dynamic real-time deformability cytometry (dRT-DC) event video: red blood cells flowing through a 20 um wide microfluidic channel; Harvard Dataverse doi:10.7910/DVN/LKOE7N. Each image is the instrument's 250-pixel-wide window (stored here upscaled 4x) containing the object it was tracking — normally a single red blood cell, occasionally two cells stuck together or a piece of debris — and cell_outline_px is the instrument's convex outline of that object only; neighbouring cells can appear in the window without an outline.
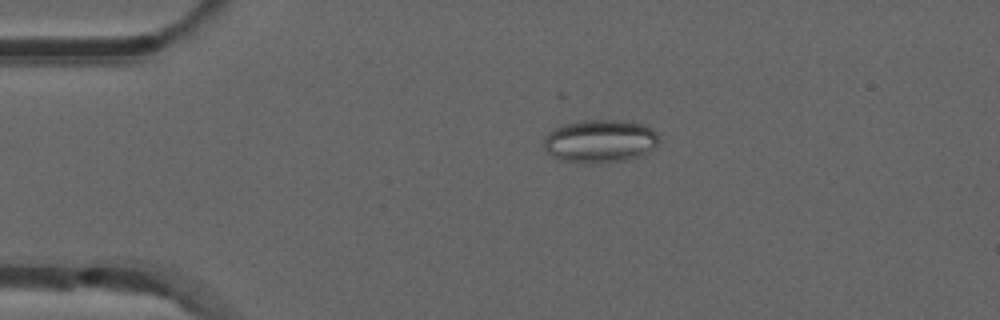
{"species": "common noctule bat (a hibernating species)", "species_latin": "Nyctalus noctula", "temperature_condition": "room temperature", "stored_images_in_passage": 53, "camera_frame_rate_fps": 3000, "um_per_image_px": 0.085, "animal": {"sex": "male", "forearm_length_mm": 52.5}, "frame": {"image": 1, "passage_image": 11, "time_ms": 3.333, "image_size_px": [1000, 320], "cell_outline_px": [[660, 140], [644, 156], [624, 160], [600, 164], [592, 164], [560, 160], [552, 156], [544, 148], [544, 136], [548, 132], [564, 124], [584, 120], [624, 120], [644, 124], [652, 128], [656, 132]], "centroid_in_image_um": [51.02, 12.0], "position_along_channel_um": 34.0, "area_um2": 29.3}}
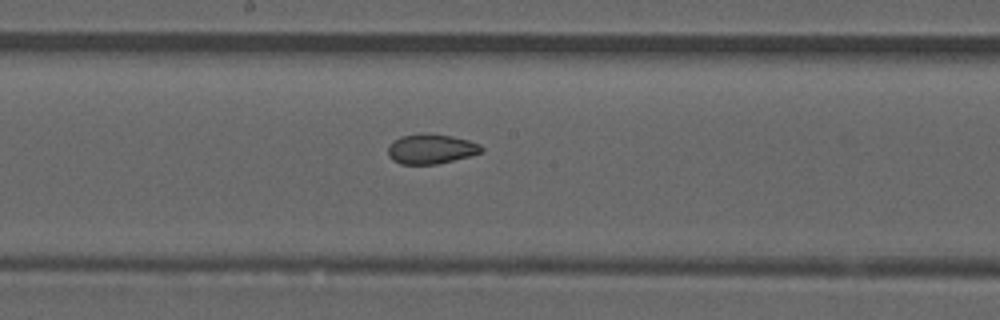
{"frame": {"image": 2, "passage_image": 28, "time_ms": 9.0, "image_size_px": [1000, 320], "cell_outline_px": [[484, 152], [436, 164], [400, 164], [392, 160], [388, 156], [388, 144], [400, 136], [452, 136], [468, 140], [480, 144], [484, 148]], "centroid_in_image_um": [36.64, 12.7], "position_along_channel_um": 211.6, "area_um2": 15.66}}
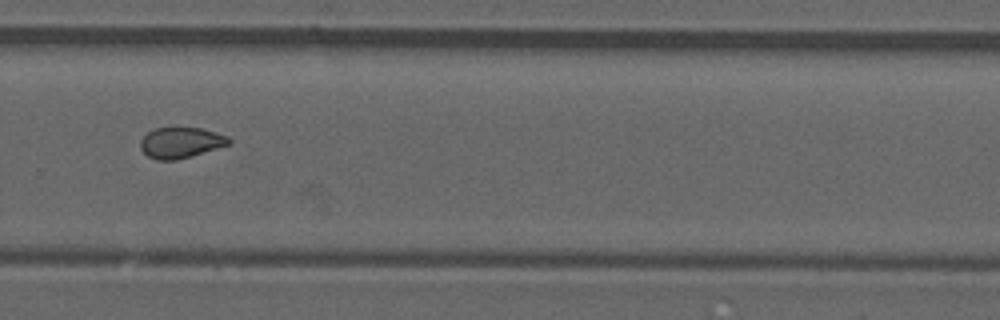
{"frame": {"image": 3, "passage_image": 36, "time_ms": 11.667, "image_size_px": [1000, 320], "cell_outline_px": [[232, 144], [176, 160], [156, 160], [148, 156], [140, 148], [140, 140], [148, 132], [156, 128], [204, 128], [228, 136], [232, 140]], "centroid_in_image_um": [15.4, 12.12], "position_along_channel_um": 314.4, "area_um2": 15.9}, "authors_computed_cell_mechanics": {"area_um2": 17.34, "velocity_mm_per_s": 3.8743, "shape_relaxation_time_tau1_ms": null, "shape_relaxation_time_tau2_ms": 1.2076, "deformation_change_tau1": null, "deformation_change_tau2": 0.0624}}